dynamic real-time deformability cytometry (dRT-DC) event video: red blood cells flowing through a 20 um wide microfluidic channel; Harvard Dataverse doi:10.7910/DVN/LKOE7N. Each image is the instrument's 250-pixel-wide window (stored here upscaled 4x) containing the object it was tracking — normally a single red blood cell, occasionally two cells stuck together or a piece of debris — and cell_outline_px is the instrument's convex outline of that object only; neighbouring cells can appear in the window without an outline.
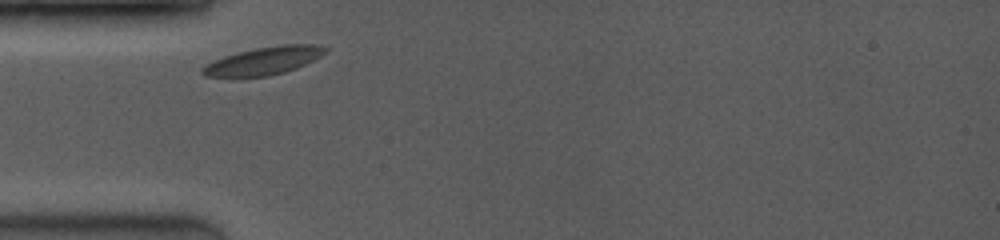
{"species": "common noctule bat (a hibernating species)", "species_latin": "Nyctalus noctula", "temperature_condition": "room temperature", "stored_images_in_passage": 19, "camera_frame_rate_fps": 3500, "um_per_image_px": 0.085, "animal": {"sex": "female", "body_mass_g": 19.0, "forearm_length_mm": 53.3}, "frame": {"image": 1, "passage_image": 1, "time_ms": 0.0, "image_size_px": [1000, 240], "cell_outline_px": [[328, 52], [296, 68], [284, 72], [268, 76], [232, 80], [204, 76], [200, 72], [200, 68], [224, 56], [256, 48], [280, 44], [316, 44], [328, 48]], "centroid_in_image_um": [22.35, 5.22], "position_along_channel_um": 62.7, "area_um2": 20.52}}
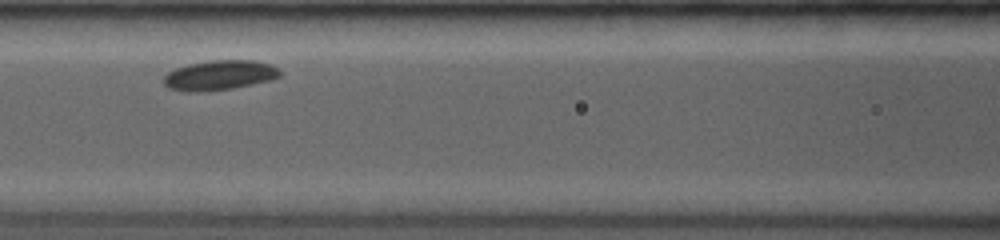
{"frame": {"image": 2, "passage_image": 6, "time_ms": 2.286, "image_size_px": [1000, 240], "cell_outline_px": [[280, 76], [268, 80], [252, 84], [232, 88], [196, 92], [188, 92], [168, 88], [164, 84], [164, 76], [168, 72], [176, 68], [188, 64], [212, 60], [256, 60], [272, 64], [280, 68]], "centroid_in_image_um": [18.66, 6.38], "position_along_channel_um": 147.9, "area_um2": 20.17}}
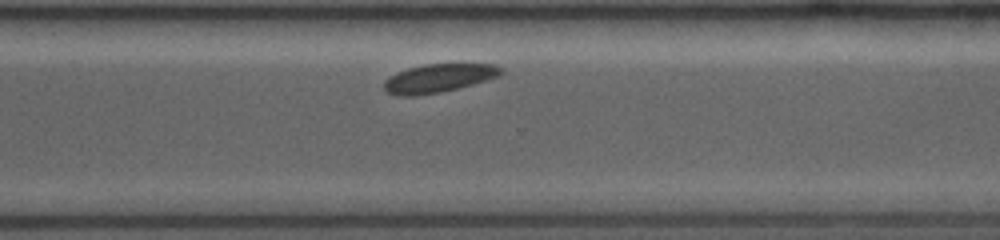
{"frame": {"image": 3, "passage_image": 18, "time_ms": 7.143, "image_size_px": [1000, 240], "cell_outline_px": [[504, 72], [500, 76], [472, 84], [440, 92], [416, 96], [400, 96], [388, 92], [384, 88], [384, 80], [388, 76], [396, 72], [408, 68], [424, 64], [460, 60], [496, 64], [504, 68]], "centroid_in_image_um": [37.38, 6.57], "position_along_channel_um": 333.2, "area_um2": 20.52}}